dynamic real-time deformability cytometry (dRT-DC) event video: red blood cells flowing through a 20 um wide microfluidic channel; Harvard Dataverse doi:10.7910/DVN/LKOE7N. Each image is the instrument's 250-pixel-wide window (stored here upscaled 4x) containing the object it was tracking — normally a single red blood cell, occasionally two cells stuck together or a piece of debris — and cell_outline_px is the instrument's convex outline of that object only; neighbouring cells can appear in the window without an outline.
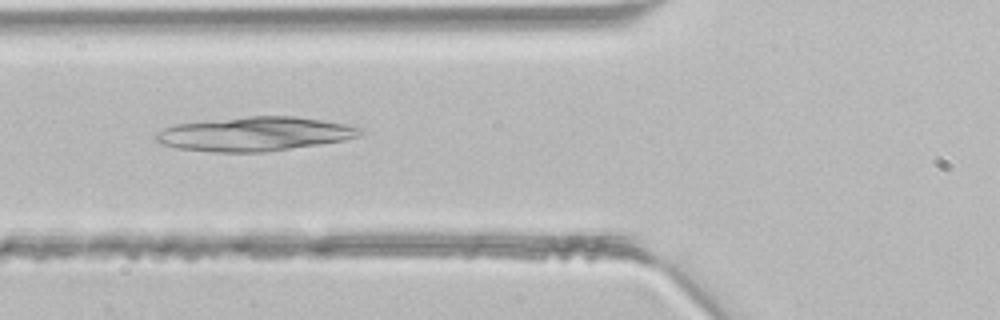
{"species": "common noctule bat (a hibernating species)", "species_latin": "Nyctalus noctula", "temperature_condition": "room temperature", "stored_images_in_passage": 4, "camera_frame_rate_fps": 3000, "um_per_image_px": 0.085, "animal": {"sex": "male", "body_mass_g": 21.5, "forearm_length_mm": 52.0}, "frame": {"image": 1, "passage_image": 4, "time_ms": 1.0, "image_size_px": [1000, 320], "cell_outline_px": [[364, 132], [356, 136], [344, 140], [320, 144], [264, 152], [212, 152], [176, 148], [160, 144], [156, 140], [156, 136], [164, 128], [176, 124], [204, 120], [248, 116], [296, 116], [344, 124], [364, 128]], "centroid_in_image_um": [21.63, 11.38], "position_along_channel_um": 104.2, "area_um2": 40.52}}